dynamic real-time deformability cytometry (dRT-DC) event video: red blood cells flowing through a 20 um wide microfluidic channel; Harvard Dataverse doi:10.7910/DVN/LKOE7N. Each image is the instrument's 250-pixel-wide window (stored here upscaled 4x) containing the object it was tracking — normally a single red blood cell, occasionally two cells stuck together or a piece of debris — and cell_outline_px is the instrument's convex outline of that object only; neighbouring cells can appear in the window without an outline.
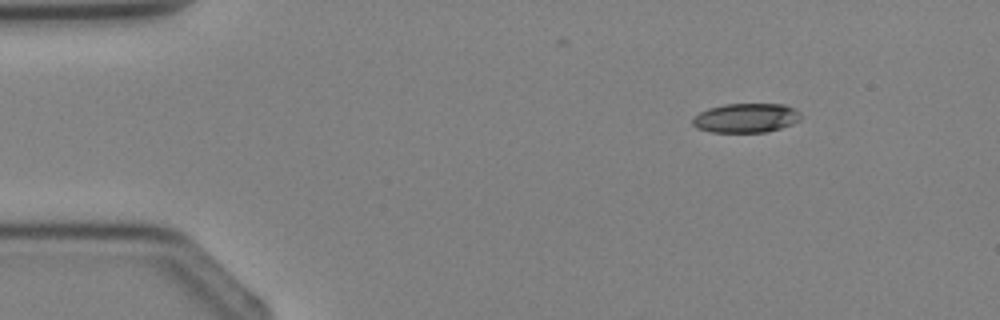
{"species": "Egyptian fruit bat (a non-hibernating species)", "species_latin": "Rousettus aegyptiacus", "temperature_condition": "cold", "stored_images_in_passage": 3, "camera_frame_rate_fps": 3000, "um_per_image_px": 0.085, "animal": {"sex": "female"}, "frame": {"image": 1, "passage_image": 1, "time_ms": 0.0, "image_size_px": [1000, 320], "cell_outline_px": [[804, 116], [800, 120], [792, 124], [780, 128], [764, 132], [712, 132], [696, 128], [692, 124], [692, 120], [700, 112], [708, 108], [724, 104], [784, 104], [796, 108]], "centroid_in_image_um": [63.45, 10.02], "position_along_channel_um": 21.5, "area_um2": 18.61}}
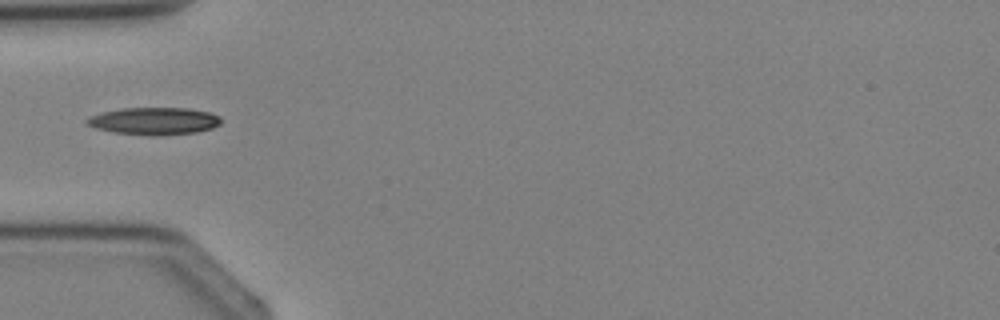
{"frame": {"image": 2, "passage_image": 3, "time_ms": 2.333, "image_size_px": [1000, 320], "cell_outline_px": [[220, 124], [212, 128], [196, 132], [156, 136], [152, 136], [112, 132], [96, 128], [84, 124], [84, 120], [88, 116], [120, 108], [188, 108], [208, 112], [220, 116]], "centroid_in_image_um": [13.05, 10.29], "position_along_channel_um": 71.9, "area_um2": 21.5}}